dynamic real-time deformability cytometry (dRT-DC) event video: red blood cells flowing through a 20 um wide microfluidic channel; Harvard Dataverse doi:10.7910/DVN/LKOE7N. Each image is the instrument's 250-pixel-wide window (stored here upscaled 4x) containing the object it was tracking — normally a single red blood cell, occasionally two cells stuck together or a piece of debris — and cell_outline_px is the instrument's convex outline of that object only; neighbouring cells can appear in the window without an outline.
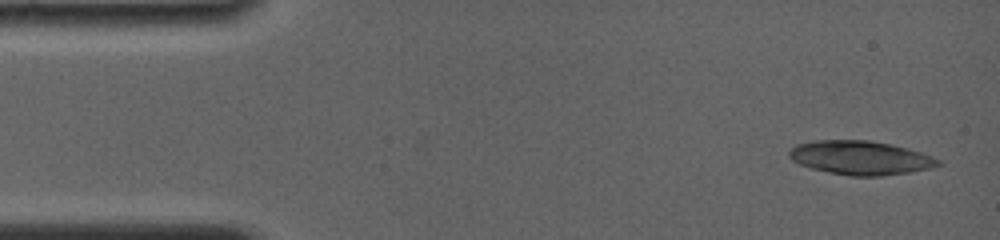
{"species": "common noctule bat (a hibernating species)", "species_latin": "Nyctalus noctula", "temperature_condition": "room temperature", "stored_images_in_passage": 4, "camera_frame_rate_fps": 4000, "um_per_image_px": 0.085, "animal": {"sex": "female", "body_mass_g": 19.0, "forearm_length_mm": 56.7}, "frame": {"image": 1, "passage_image": 1, "time_ms": 0.0, "image_size_px": [1000, 240], "cell_outline_px": [[940, 164], [928, 168], [912, 172], [880, 176], [848, 176], [828, 172], [812, 168], [800, 164], [792, 160], [788, 156], [788, 152], [796, 144], [816, 140], [868, 140], [908, 148], [932, 156], [940, 160]], "centroid_in_image_um": [73.11, 13.41], "position_along_channel_um": 11.9, "area_um2": 29.3}}